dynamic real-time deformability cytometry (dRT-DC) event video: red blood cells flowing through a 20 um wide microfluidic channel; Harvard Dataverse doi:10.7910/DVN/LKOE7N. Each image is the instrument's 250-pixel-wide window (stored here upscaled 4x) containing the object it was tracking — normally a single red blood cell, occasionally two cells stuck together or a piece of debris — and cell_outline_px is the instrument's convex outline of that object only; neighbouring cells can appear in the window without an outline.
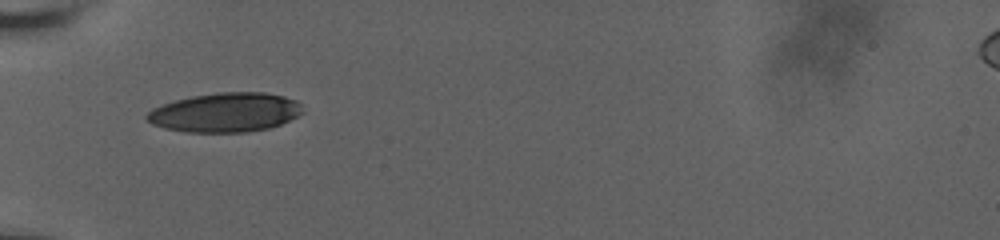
{"species": "human", "species_latin": "Homo sapiens", "temperature_condition": "room temperature", "stored_images_in_passage": 44, "camera_frame_rate_fps": 3000, "um_per_image_px": 0.085, "donor": {"sex": "male"}, "frame": {"image": 1, "passage_image": 1, "time_ms": 0.0, "image_size_px": [1000, 240], "cell_outline_px": [[304, 112], [280, 124], [268, 128], [244, 132], [184, 132], [164, 128], [152, 124], [144, 116], [152, 108], [176, 100], [192, 96], [220, 92], [264, 92], [284, 96], [296, 100], [300, 104]], "centroid_in_image_um": [19.14, 9.55], "position_along_channel_um": 65.9, "area_um2": 35.55}}
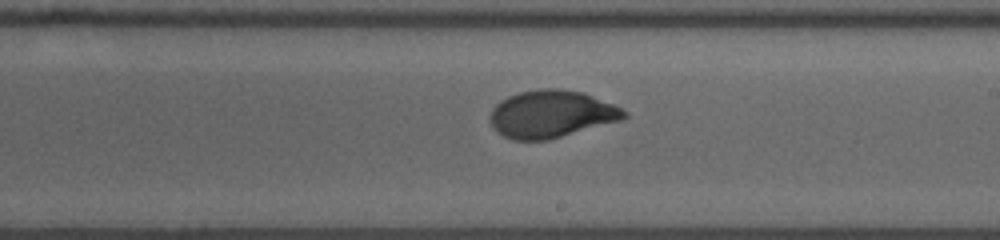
{"frame": {"image": 2, "passage_image": 18, "time_ms": 5.0, "image_size_px": [1000, 240], "cell_outline_px": [[628, 116], [620, 120], [548, 140], [512, 140], [496, 132], [492, 128], [488, 116], [492, 108], [500, 100], [508, 96], [520, 92], [544, 88], [560, 88], [584, 92], [612, 104], [628, 112]], "centroid_in_image_um": [46.81, 9.69], "position_along_channel_um": 242.2, "area_um2": 37.11}}
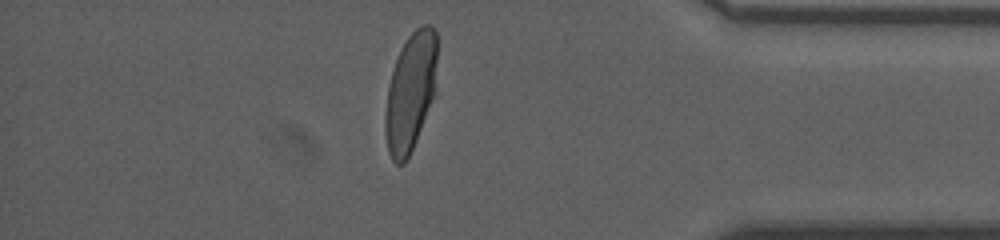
{"frame": {"image": 3, "passage_image": 35, "time_ms": 10.0, "image_size_px": [1000, 240], "cell_outline_px": [[436, 60], [432, 96], [416, 140], [408, 160], [404, 164], [396, 164], [392, 160], [388, 152], [384, 132], [384, 116], [388, 84], [396, 60], [408, 36], [416, 28], [424, 24], [432, 24], [436, 28]], "centroid_in_image_um": [34.84, 7.85], "position_along_channel_um": 400.4, "area_um2": 35.32}, "authors_computed_cell_mechanics": {"area_um2": 36.992, "velocity_mm_per_s": 3.6447, "shape_relaxation_time_tau1_ms": 3.8547, "shape_relaxation_time_tau2_ms": null, "deformation_change_tau1": 0.1803, "deformation_change_tau2": null}}